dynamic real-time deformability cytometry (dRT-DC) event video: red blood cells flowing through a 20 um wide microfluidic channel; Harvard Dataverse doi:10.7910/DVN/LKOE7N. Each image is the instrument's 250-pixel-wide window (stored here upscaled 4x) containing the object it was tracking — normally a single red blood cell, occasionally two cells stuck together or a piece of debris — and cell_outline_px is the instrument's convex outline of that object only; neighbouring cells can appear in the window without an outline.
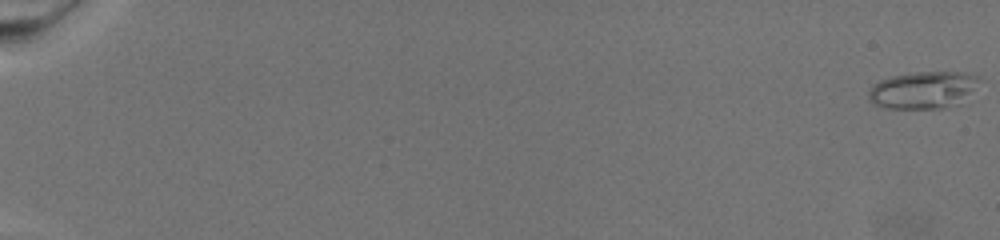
{"species": "common noctule bat (a hibernating species)", "species_latin": "Nyctalus noctula", "temperature_condition": "warm", "stored_images_in_passage": 74, "camera_frame_rate_fps": 3000, "um_per_image_px": 0.085, "animal": {"sex": "female", "body_mass_g": 19.5, "forearm_length_mm": 54.1}, "frame": {"image": 1, "passage_image": 1, "time_ms": 0.0, "image_size_px": [1000, 240], "cell_outline_px": [[976, 76], [968, 88], [964, 92], [944, 108], [888, 108], [876, 104], [868, 96], [868, 92], [880, 80], [892, 76], [916, 72], [964, 72]], "centroid_in_image_um": [78.25, 7.63], "position_along_channel_um": 6.8, "area_um2": 22.02}}
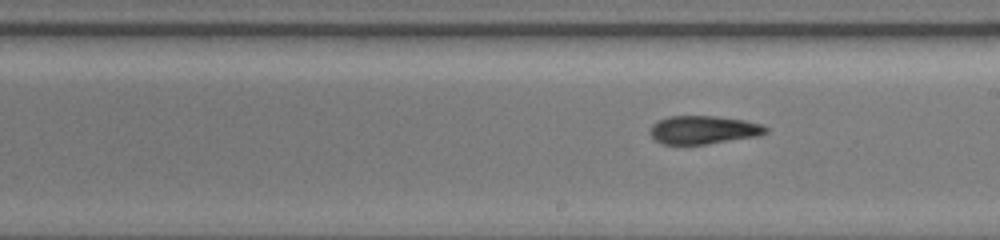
{"frame": {"image": 2, "passage_image": 46, "time_ms": 15.0, "image_size_px": [1000, 240], "cell_outline_px": [[768, 132], [760, 136], [704, 144], [660, 144], [648, 132], [652, 124], [656, 120], [668, 116], [712, 116], [744, 120], [764, 124], [768, 128]], "centroid_in_image_um": [59.79, 11.03], "position_along_channel_um": 229.2, "area_um2": 19.25}}
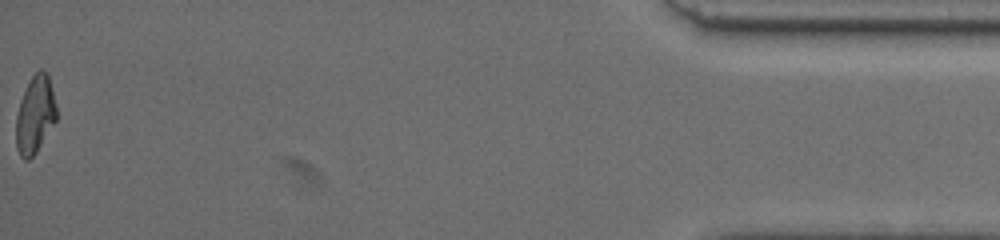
{"frame": {"image": 3, "passage_image": 74, "time_ms": 24.333, "image_size_px": [1000, 240], "cell_outline_px": [[56, 120], [36, 152], [28, 160], [24, 160], [20, 156], [16, 148], [16, 116], [24, 92], [32, 76], [40, 68], [48, 72], [56, 108]], "centroid_in_image_um": [2.98, 9.76], "position_along_channel_um": 432.2, "area_um2": 17.98}}